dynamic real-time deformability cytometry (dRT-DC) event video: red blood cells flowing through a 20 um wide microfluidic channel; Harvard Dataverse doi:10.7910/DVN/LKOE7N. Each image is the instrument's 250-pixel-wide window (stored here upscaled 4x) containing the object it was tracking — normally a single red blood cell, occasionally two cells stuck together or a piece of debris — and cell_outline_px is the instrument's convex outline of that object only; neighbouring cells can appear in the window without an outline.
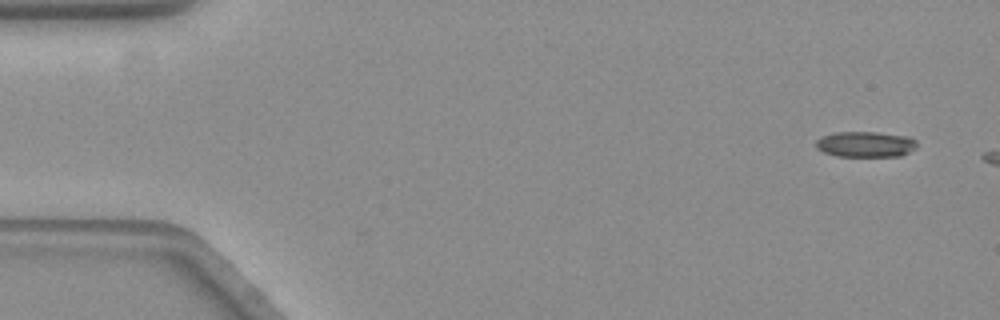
{"species": "common noctule bat (a hibernating species)", "species_latin": "Nyctalus noctula", "temperature_condition": "warm", "stored_images_in_passage": 3, "camera_frame_rate_fps": 3000, "um_per_image_px": 0.085, "animal": {"sex": "female", "body_mass_g": 19.3, "forearm_length_mm": 54.1}, "frame": {"image": 1, "passage_image": 1, "time_ms": 0.0, "image_size_px": [1000, 320], "cell_outline_px": [[916, 148], [900, 156], [836, 156], [824, 152], [816, 148], [816, 140], [824, 136], [836, 132], [876, 132], [908, 136], [916, 140]], "centroid_in_image_um": [73.58, 12.26], "position_along_channel_um": 11.4, "area_um2": 15.03}}